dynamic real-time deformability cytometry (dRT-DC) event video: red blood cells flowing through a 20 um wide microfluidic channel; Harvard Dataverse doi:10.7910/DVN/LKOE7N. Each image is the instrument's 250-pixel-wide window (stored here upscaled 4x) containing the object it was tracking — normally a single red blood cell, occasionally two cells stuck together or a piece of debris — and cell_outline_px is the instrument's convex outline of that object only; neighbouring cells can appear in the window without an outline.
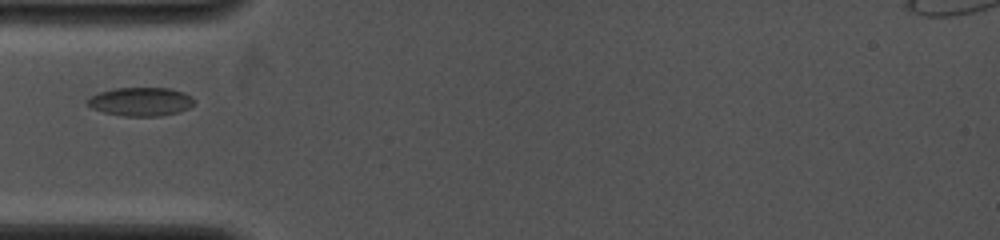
{"species": "common noctule bat (a hibernating species)", "species_latin": "Nyctalus noctula", "temperature_condition": "cold", "stored_images_in_passage": 20, "camera_frame_rate_fps": 4000, "um_per_image_px": 0.085, "animal": {"sex": "female", "body_mass_g": 19.0, "forearm_length_mm": 53.3}, "frame": {"image": 1, "passage_image": 1, "time_ms": 0.0, "image_size_px": [1000, 240], "cell_outline_px": [[196, 100], [188, 108], [180, 112], [160, 116], [124, 116], [104, 112], [92, 108], [84, 104], [84, 100], [100, 92], [112, 88], [168, 88], [184, 92], [192, 96]], "centroid_in_image_um": [11.95, 8.64], "position_along_channel_um": 73.1, "area_um2": 17.98}}
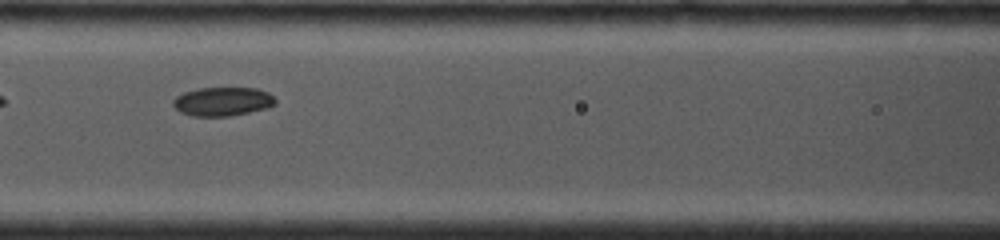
{"frame": {"image": 2, "passage_image": 6, "time_ms": 1.75, "image_size_px": [1000, 240], "cell_outline_px": [[276, 104], [268, 108], [228, 116], [192, 116], [180, 112], [172, 104], [172, 100], [176, 96], [184, 92], [200, 88], [256, 88], [268, 92], [276, 100]], "centroid_in_image_um": [18.91, 8.63], "position_along_channel_um": 147.7, "area_um2": 17.17}}